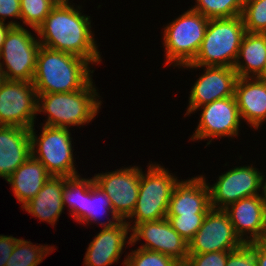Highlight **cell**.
I'll list each match as a JSON object with an SVG mask.
<instances>
[{
	"instance_id": "6da1fadb",
	"label": "cell",
	"mask_w": 266,
	"mask_h": 266,
	"mask_svg": "<svg viewBox=\"0 0 266 266\" xmlns=\"http://www.w3.org/2000/svg\"><path fill=\"white\" fill-rule=\"evenodd\" d=\"M90 16L68 2H58L35 31L42 38L41 46L82 57L89 62L100 63L101 58L92 36ZM43 39V40H42Z\"/></svg>"
},
{
	"instance_id": "7a4b0ae2",
	"label": "cell",
	"mask_w": 266,
	"mask_h": 266,
	"mask_svg": "<svg viewBox=\"0 0 266 266\" xmlns=\"http://www.w3.org/2000/svg\"><path fill=\"white\" fill-rule=\"evenodd\" d=\"M90 62L71 53L39 48L32 83L37 93L73 92L90 81Z\"/></svg>"
},
{
	"instance_id": "3957f363",
	"label": "cell",
	"mask_w": 266,
	"mask_h": 266,
	"mask_svg": "<svg viewBox=\"0 0 266 266\" xmlns=\"http://www.w3.org/2000/svg\"><path fill=\"white\" fill-rule=\"evenodd\" d=\"M246 33L242 16L209 19L205 37L195 59L183 67H234Z\"/></svg>"
},
{
	"instance_id": "277c9868",
	"label": "cell",
	"mask_w": 266,
	"mask_h": 266,
	"mask_svg": "<svg viewBox=\"0 0 266 266\" xmlns=\"http://www.w3.org/2000/svg\"><path fill=\"white\" fill-rule=\"evenodd\" d=\"M92 83L91 80L84 88L73 92L37 93V112L48 113L44 125L69 128V125H82L95 118L101 101L96 99L98 95Z\"/></svg>"
},
{
	"instance_id": "5b68a950",
	"label": "cell",
	"mask_w": 266,
	"mask_h": 266,
	"mask_svg": "<svg viewBox=\"0 0 266 266\" xmlns=\"http://www.w3.org/2000/svg\"><path fill=\"white\" fill-rule=\"evenodd\" d=\"M209 19L190 9L164 29L167 63L183 66L191 63L205 37Z\"/></svg>"
},
{
	"instance_id": "8992f818",
	"label": "cell",
	"mask_w": 266,
	"mask_h": 266,
	"mask_svg": "<svg viewBox=\"0 0 266 266\" xmlns=\"http://www.w3.org/2000/svg\"><path fill=\"white\" fill-rule=\"evenodd\" d=\"M148 173L141 171L139 194L134 211L135 225L144 221H157L166 218L172 191L178 182L165 168L157 165L148 167Z\"/></svg>"
},
{
	"instance_id": "52a82bcc",
	"label": "cell",
	"mask_w": 266,
	"mask_h": 266,
	"mask_svg": "<svg viewBox=\"0 0 266 266\" xmlns=\"http://www.w3.org/2000/svg\"><path fill=\"white\" fill-rule=\"evenodd\" d=\"M33 128L30 129L32 156L44 165L51 176H77L69 129L44 125L38 139ZM36 145L38 151L35 150ZM36 153L39 156L36 157Z\"/></svg>"
},
{
	"instance_id": "ba28073f",
	"label": "cell",
	"mask_w": 266,
	"mask_h": 266,
	"mask_svg": "<svg viewBox=\"0 0 266 266\" xmlns=\"http://www.w3.org/2000/svg\"><path fill=\"white\" fill-rule=\"evenodd\" d=\"M40 47V42L27 29L13 26L0 52V59L6 64L7 70L3 69L6 80L32 82Z\"/></svg>"
},
{
	"instance_id": "9c48e42d",
	"label": "cell",
	"mask_w": 266,
	"mask_h": 266,
	"mask_svg": "<svg viewBox=\"0 0 266 266\" xmlns=\"http://www.w3.org/2000/svg\"><path fill=\"white\" fill-rule=\"evenodd\" d=\"M38 94L32 82L6 80L0 87V125L31 129Z\"/></svg>"
},
{
	"instance_id": "30bf717a",
	"label": "cell",
	"mask_w": 266,
	"mask_h": 266,
	"mask_svg": "<svg viewBox=\"0 0 266 266\" xmlns=\"http://www.w3.org/2000/svg\"><path fill=\"white\" fill-rule=\"evenodd\" d=\"M245 244L236 234L224 210L211 209L194 237L188 243L189 254L234 251Z\"/></svg>"
},
{
	"instance_id": "8fae6325",
	"label": "cell",
	"mask_w": 266,
	"mask_h": 266,
	"mask_svg": "<svg viewBox=\"0 0 266 266\" xmlns=\"http://www.w3.org/2000/svg\"><path fill=\"white\" fill-rule=\"evenodd\" d=\"M140 178L141 169L137 166L94 176L95 183L101 187L111 201L113 215L119 220L129 218L134 211L139 194Z\"/></svg>"
},
{
	"instance_id": "7c38bea8",
	"label": "cell",
	"mask_w": 266,
	"mask_h": 266,
	"mask_svg": "<svg viewBox=\"0 0 266 266\" xmlns=\"http://www.w3.org/2000/svg\"><path fill=\"white\" fill-rule=\"evenodd\" d=\"M261 185L262 175L256 168L243 166L229 170L219 176L214 186H209L211 208L224 210L240 199L259 195L257 190Z\"/></svg>"
},
{
	"instance_id": "4fadbf2b",
	"label": "cell",
	"mask_w": 266,
	"mask_h": 266,
	"mask_svg": "<svg viewBox=\"0 0 266 266\" xmlns=\"http://www.w3.org/2000/svg\"><path fill=\"white\" fill-rule=\"evenodd\" d=\"M128 244L133 245L140 238L147 243L139 248L160 252L174 258L177 262H186L188 242L173 229L167 218L157 221H144L133 228Z\"/></svg>"
},
{
	"instance_id": "5bb4252c",
	"label": "cell",
	"mask_w": 266,
	"mask_h": 266,
	"mask_svg": "<svg viewBox=\"0 0 266 266\" xmlns=\"http://www.w3.org/2000/svg\"><path fill=\"white\" fill-rule=\"evenodd\" d=\"M240 112L235 96L215 100L203 105L201 119L191 139H206L238 134Z\"/></svg>"
},
{
	"instance_id": "9a60e30c",
	"label": "cell",
	"mask_w": 266,
	"mask_h": 266,
	"mask_svg": "<svg viewBox=\"0 0 266 266\" xmlns=\"http://www.w3.org/2000/svg\"><path fill=\"white\" fill-rule=\"evenodd\" d=\"M206 69L192 87L186 115L215 100L234 96L238 76L232 67L206 66Z\"/></svg>"
},
{
	"instance_id": "2e32d148",
	"label": "cell",
	"mask_w": 266,
	"mask_h": 266,
	"mask_svg": "<svg viewBox=\"0 0 266 266\" xmlns=\"http://www.w3.org/2000/svg\"><path fill=\"white\" fill-rule=\"evenodd\" d=\"M105 224V226H104ZM102 223L103 230L96 235L87 248L85 266H108L117 262L126 243V235L131 228L123 220Z\"/></svg>"
},
{
	"instance_id": "e0dca14e",
	"label": "cell",
	"mask_w": 266,
	"mask_h": 266,
	"mask_svg": "<svg viewBox=\"0 0 266 266\" xmlns=\"http://www.w3.org/2000/svg\"><path fill=\"white\" fill-rule=\"evenodd\" d=\"M211 209L209 186L200 176L176 183L166 215L207 214Z\"/></svg>"
},
{
	"instance_id": "ac0fdd59",
	"label": "cell",
	"mask_w": 266,
	"mask_h": 266,
	"mask_svg": "<svg viewBox=\"0 0 266 266\" xmlns=\"http://www.w3.org/2000/svg\"><path fill=\"white\" fill-rule=\"evenodd\" d=\"M265 203L261 195H255L236 201L224 211L228 214L236 234L245 243L260 241L264 231ZM251 232L250 240L243 238L245 232Z\"/></svg>"
},
{
	"instance_id": "d6986e66",
	"label": "cell",
	"mask_w": 266,
	"mask_h": 266,
	"mask_svg": "<svg viewBox=\"0 0 266 266\" xmlns=\"http://www.w3.org/2000/svg\"><path fill=\"white\" fill-rule=\"evenodd\" d=\"M30 129L0 125V176L6 180L31 155Z\"/></svg>"
},
{
	"instance_id": "ffe728a7",
	"label": "cell",
	"mask_w": 266,
	"mask_h": 266,
	"mask_svg": "<svg viewBox=\"0 0 266 266\" xmlns=\"http://www.w3.org/2000/svg\"><path fill=\"white\" fill-rule=\"evenodd\" d=\"M234 96L241 118L258 129L266 120V80L259 77H238Z\"/></svg>"
},
{
	"instance_id": "44dd1931",
	"label": "cell",
	"mask_w": 266,
	"mask_h": 266,
	"mask_svg": "<svg viewBox=\"0 0 266 266\" xmlns=\"http://www.w3.org/2000/svg\"><path fill=\"white\" fill-rule=\"evenodd\" d=\"M66 177L51 176L35 197L22 205L32 216L52 225L64 209L62 194Z\"/></svg>"
},
{
	"instance_id": "7402d4cb",
	"label": "cell",
	"mask_w": 266,
	"mask_h": 266,
	"mask_svg": "<svg viewBox=\"0 0 266 266\" xmlns=\"http://www.w3.org/2000/svg\"><path fill=\"white\" fill-rule=\"evenodd\" d=\"M51 175L44 165L32 155L7 179L15 197L26 204L37 195Z\"/></svg>"
},
{
	"instance_id": "603a6c76",
	"label": "cell",
	"mask_w": 266,
	"mask_h": 266,
	"mask_svg": "<svg viewBox=\"0 0 266 266\" xmlns=\"http://www.w3.org/2000/svg\"><path fill=\"white\" fill-rule=\"evenodd\" d=\"M240 58L245 60L241 64ZM266 63V34L246 32L242 38L237 60L233 69L238 77H260ZM253 72V73H252Z\"/></svg>"
},
{
	"instance_id": "cb8c5ba5",
	"label": "cell",
	"mask_w": 266,
	"mask_h": 266,
	"mask_svg": "<svg viewBox=\"0 0 266 266\" xmlns=\"http://www.w3.org/2000/svg\"><path fill=\"white\" fill-rule=\"evenodd\" d=\"M80 176L66 177V182L63 187L62 201L63 205L66 203L72 207V217L75 220L83 222V203L84 193L95 182L94 177L92 179H80Z\"/></svg>"
},
{
	"instance_id": "d4e9b609",
	"label": "cell",
	"mask_w": 266,
	"mask_h": 266,
	"mask_svg": "<svg viewBox=\"0 0 266 266\" xmlns=\"http://www.w3.org/2000/svg\"><path fill=\"white\" fill-rule=\"evenodd\" d=\"M111 212L112 219L119 221V219L113 215V207L109 197L106 193L98 186L95 182L91 187L84 193V203H83V223H87L91 220L98 221L97 216L102 213Z\"/></svg>"
},
{
	"instance_id": "484cf974",
	"label": "cell",
	"mask_w": 266,
	"mask_h": 266,
	"mask_svg": "<svg viewBox=\"0 0 266 266\" xmlns=\"http://www.w3.org/2000/svg\"><path fill=\"white\" fill-rule=\"evenodd\" d=\"M52 247L35 246L30 241L19 239L5 266H37Z\"/></svg>"
},
{
	"instance_id": "4316f807",
	"label": "cell",
	"mask_w": 266,
	"mask_h": 266,
	"mask_svg": "<svg viewBox=\"0 0 266 266\" xmlns=\"http://www.w3.org/2000/svg\"><path fill=\"white\" fill-rule=\"evenodd\" d=\"M194 8L208 19L231 18L242 14L243 0H196Z\"/></svg>"
},
{
	"instance_id": "83f0119b",
	"label": "cell",
	"mask_w": 266,
	"mask_h": 266,
	"mask_svg": "<svg viewBox=\"0 0 266 266\" xmlns=\"http://www.w3.org/2000/svg\"><path fill=\"white\" fill-rule=\"evenodd\" d=\"M57 3V0H20L23 23L36 31Z\"/></svg>"
},
{
	"instance_id": "f1b7e54d",
	"label": "cell",
	"mask_w": 266,
	"mask_h": 266,
	"mask_svg": "<svg viewBox=\"0 0 266 266\" xmlns=\"http://www.w3.org/2000/svg\"><path fill=\"white\" fill-rule=\"evenodd\" d=\"M243 4L241 16L246 32L266 34V0Z\"/></svg>"
},
{
	"instance_id": "f546056e",
	"label": "cell",
	"mask_w": 266,
	"mask_h": 266,
	"mask_svg": "<svg viewBox=\"0 0 266 266\" xmlns=\"http://www.w3.org/2000/svg\"><path fill=\"white\" fill-rule=\"evenodd\" d=\"M177 261L160 252L138 248L124 260L125 266H174Z\"/></svg>"
},
{
	"instance_id": "4dcf8cb0",
	"label": "cell",
	"mask_w": 266,
	"mask_h": 266,
	"mask_svg": "<svg viewBox=\"0 0 266 266\" xmlns=\"http://www.w3.org/2000/svg\"><path fill=\"white\" fill-rule=\"evenodd\" d=\"M206 214L166 215L174 230L188 243L201 227Z\"/></svg>"
},
{
	"instance_id": "1f68e13d",
	"label": "cell",
	"mask_w": 266,
	"mask_h": 266,
	"mask_svg": "<svg viewBox=\"0 0 266 266\" xmlns=\"http://www.w3.org/2000/svg\"><path fill=\"white\" fill-rule=\"evenodd\" d=\"M231 251H217L203 254H189L186 263L189 266H226Z\"/></svg>"
},
{
	"instance_id": "d6a6232c",
	"label": "cell",
	"mask_w": 266,
	"mask_h": 266,
	"mask_svg": "<svg viewBox=\"0 0 266 266\" xmlns=\"http://www.w3.org/2000/svg\"><path fill=\"white\" fill-rule=\"evenodd\" d=\"M226 266H257L254 254V242L245 243L237 250L228 254Z\"/></svg>"
},
{
	"instance_id": "836d02e7",
	"label": "cell",
	"mask_w": 266,
	"mask_h": 266,
	"mask_svg": "<svg viewBox=\"0 0 266 266\" xmlns=\"http://www.w3.org/2000/svg\"><path fill=\"white\" fill-rule=\"evenodd\" d=\"M21 18L20 0H0V21L6 17Z\"/></svg>"
},
{
	"instance_id": "e575fe53",
	"label": "cell",
	"mask_w": 266,
	"mask_h": 266,
	"mask_svg": "<svg viewBox=\"0 0 266 266\" xmlns=\"http://www.w3.org/2000/svg\"><path fill=\"white\" fill-rule=\"evenodd\" d=\"M254 254L257 260V266H266V244L260 241H254Z\"/></svg>"
},
{
	"instance_id": "d590c367",
	"label": "cell",
	"mask_w": 266,
	"mask_h": 266,
	"mask_svg": "<svg viewBox=\"0 0 266 266\" xmlns=\"http://www.w3.org/2000/svg\"><path fill=\"white\" fill-rule=\"evenodd\" d=\"M13 26H20V25L15 22H9L8 25L7 24L5 25L4 22L0 21V52L2 50V46H3V43L5 41V38L8 32Z\"/></svg>"
},
{
	"instance_id": "8d00e7d4",
	"label": "cell",
	"mask_w": 266,
	"mask_h": 266,
	"mask_svg": "<svg viewBox=\"0 0 266 266\" xmlns=\"http://www.w3.org/2000/svg\"><path fill=\"white\" fill-rule=\"evenodd\" d=\"M2 63L0 62V87L3 85V83L6 81L5 74L3 72Z\"/></svg>"
},
{
	"instance_id": "74e56055",
	"label": "cell",
	"mask_w": 266,
	"mask_h": 266,
	"mask_svg": "<svg viewBox=\"0 0 266 266\" xmlns=\"http://www.w3.org/2000/svg\"><path fill=\"white\" fill-rule=\"evenodd\" d=\"M260 242L266 243V209H265V219H264V231Z\"/></svg>"
},
{
	"instance_id": "f35d334b",
	"label": "cell",
	"mask_w": 266,
	"mask_h": 266,
	"mask_svg": "<svg viewBox=\"0 0 266 266\" xmlns=\"http://www.w3.org/2000/svg\"><path fill=\"white\" fill-rule=\"evenodd\" d=\"M263 178H264V176L262 175V185L261 186H263L262 189H263V194H264V195H262L263 196L262 199H263L265 206H266V182L265 183L263 182L264 181Z\"/></svg>"
},
{
	"instance_id": "ab89813d",
	"label": "cell",
	"mask_w": 266,
	"mask_h": 266,
	"mask_svg": "<svg viewBox=\"0 0 266 266\" xmlns=\"http://www.w3.org/2000/svg\"><path fill=\"white\" fill-rule=\"evenodd\" d=\"M174 266H189L186 262H177Z\"/></svg>"
},
{
	"instance_id": "60d3db41",
	"label": "cell",
	"mask_w": 266,
	"mask_h": 266,
	"mask_svg": "<svg viewBox=\"0 0 266 266\" xmlns=\"http://www.w3.org/2000/svg\"><path fill=\"white\" fill-rule=\"evenodd\" d=\"M259 78L266 80V63H265L264 73Z\"/></svg>"
},
{
	"instance_id": "b9f144b4",
	"label": "cell",
	"mask_w": 266,
	"mask_h": 266,
	"mask_svg": "<svg viewBox=\"0 0 266 266\" xmlns=\"http://www.w3.org/2000/svg\"><path fill=\"white\" fill-rule=\"evenodd\" d=\"M254 1H258V0H243V3H249V2H254Z\"/></svg>"
},
{
	"instance_id": "7bdbcfd3",
	"label": "cell",
	"mask_w": 266,
	"mask_h": 266,
	"mask_svg": "<svg viewBox=\"0 0 266 266\" xmlns=\"http://www.w3.org/2000/svg\"><path fill=\"white\" fill-rule=\"evenodd\" d=\"M58 2H68V0H57Z\"/></svg>"
}]
</instances>
